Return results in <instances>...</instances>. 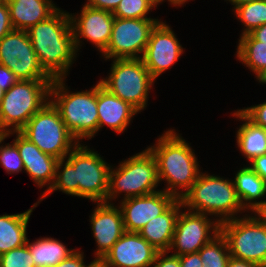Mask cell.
Listing matches in <instances>:
<instances>
[{"instance_id": "d6a6232c", "label": "cell", "mask_w": 266, "mask_h": 267, "mask_svg": "<svg viewBox=\"0 0 266 267\" xmlns=\"http://www.w3.org/2000/svg\"><path fill=\"white\" fill-rule=\"evenodd\" d=\"M239 111L255 126L266 129V102Z\"/></svg>"}, {"instance_id": "9a60e30c", "label": "cell", "mask_w": 266, "mask_h": 267, "mask_svg": "<svg viewBox=\"0 0 266 267\" xmlns=\"http://www.w3.org/2000/svg\"><path fill=\"white\" fill-rule=\"evenodd\" d=\"M158 252L138 232L125 231L100 262L105 267H150Z\"/></svg>"}, {"instance_id": "d4e9b609", "label": "cell", "mask_w": 266, "mask_h": 267, "mask_svg": "<svg viewBox=\"0 0 266 267\" xmlns=\"http://www.w3.org/2000/svg\"><path fill=\"white\" fill-rule=\"evenodd\" d=\"M241 121H245L237 130V145L242 155L251 161L254 157L266 154V129L255 126L239 110L235 111Z\"/></svg>"}, {"instance_id": "7402d4cb", "label": "cell", "mask_w": 266, "mask_h": 267, "mask_svg": "<svg viewBox=\"0 0 266 267\" xmlns=\"http://www.w3.org/2000/svg\"><path fill=\"white\" fill-rule=\"evenodd\" d=\"M7 4L14 30L23 31L48 19L59 9L52 0H8Z\"/></svg>"}, {"instance_id": "603a6c76", "label": "cell", "mask_w": 266, "mask_h": 267, "mask_svg": "<svg viewBox=\"0 0 266 267\" xmlns=\"http://www.w3.org/2000/svg\"><path fill=\"white\" fill-rule=\"evenodd\" d=\"M38 203L24 213L0 216V255L26 244L27 224Z\"/></svg>"}, {"instance_id": "4dcf8cb0", "label": "cell", "mask_w": 266, "mask_h": 267, "mask_svg": "<svg viewBox=\"0 0 266 267\" xmlns=\"http://www.w3.org/2000/svg\"><path fill=\"white\" fill-rule=\"evenodd\" d=\"M5 138H7L6 134H0V164L8 174L19 173L22 169L24 170L19 150L14 142L13 144L7 143L2 146L1 143Z\"/></svg>"}, {"instance_id": "30bf717a", "label": "cell", "mask_w": 266, "mask_h": 267, "mask_svg": "<svg viewBox=\"0 0 266 267\" xmlns=\"http://www.w3.org/2000/svg\"><path fill=\"white\" fill-rule=\"evenodd\" d=\"M244 216L220 223L231 257L266 265V225L257 217Z\"/></svg>"}, {"instance_id": "ffe728a7", "label": "cell", "mask_w": 266, "mask_h": 267, "mask_svg": "<svg viewBox=\"0 0 266 267\" xmlns=\"http://www.w3.org/2000/svg\"><path fill=\"white\" fill-rule=\"evenodd\" d=\"M98 131L104 125L113 131L122 133L135 114L139 113L129 103L111 94L100 81L97 83Z\"/></svg>"}, {"instance_id": "4fadbf2b", "label": "cell", "mask_w": 266, "mask_h": 267, "mask_svg": "<svg viewBox=\"0 0 266 267\" xmlns=\"http://www.w3.org/2000/svg\"><path fill=\"white\" fill-rule=\"evenodd\" d=\"M217 219L214 221L213 218L212 221L206 214L180 211L169 251L175 249L176 252L172 254L178 256L198 252L220 233V222Z\"/></svg>"}, {"instance_id": "836d02e7", "label": "cell", "mask_w": 266, "mask_h": 267, "mask_svg": "<svg viewBox=\"0 0 266 267\" xmlns=\"http://www.w3.org/2000/svg\"><path fill=\"white\" fill-rule=\"evenodd\" d=\"M169 251H159L150 267H181L178 255H167ZM167 255V256H165Z\"/></svg>"}, {"instance_id": "277c9868", "label": "cell", "mask_w": 266, "mask_h": 267, "mask_svg": "<svg viewBox=\"0 0 266 267\" xmlns=\"http://www.w3.org/2000/svg\"><path fill=\"white\" fill-rule=\"evenodd\" d=\"M180 199L183 208L196 213L220 216L217 219L220 223L237 218V213L245 210L232 180L202 172Z\"/></svg>"}, {"instance_id": "c3c4849f", "label": "cell", "mask_w": 266, "mask_h": 267, "mask_svg": "<svg viewBox=\"0 0 266 267\" xmlns=\"http://www.w3.org/2000/svg\"><path fill=\"white\" fill-rule=\"evenodd\" d=\"M4 94H5V90L2 89L0 86V104H1V101L3 100Z\"/></svg>"}, {"instance_id": "3957f363", "label": "cell", "mask_w": 266, "mask_h": 267, "mask_svg": "<svg viewBox=\"0 0 266 267\" xmlns=\"http://www.w3.org/2000/svg\"><path fill=\"white\" fill-rule=\"evenodd\" d=\"M156 144L147 147L157 162L159 182L167 181L166 193L180 199L197 180L200 170L193 149L178 133L168 130L157 140Z\"/></svg>"}, {"instance_id": "ee69618b", "label": "cell", "mask_w": 266, "mask_h": 267, "mask_svg": "<svg viewBox=\"0 0 266 267\" xmlns=\"http://www.w3.org/2000/svg\"><path fill=\"white\" fill-rule=\"evenodd\" d=\"M164 0H157L158 4H160L161 2H163ZM188 0H168V2H170L172 5H178L181 6L182 4H184L185 2H187Z\"/></svg>"}, {"instance_id": "8d00e7d4", "label": "cell", "mask_w": 266, "mask_h": 267, "mask_svg": "<svg viewBox=\"0 0 266 267\" xmlns=\"http://www.w3.org/2000/svg\"><path fill=\"white\" fill-rule=\"evenodd\" d=\"M19 79L15 74L6 66L0 64V86L7 91L12 85H14Z\"/></svg>"}, {"instance_id": "74e56055", "label": "cell", "mask_w": 266, "mask_h": 267, "mask_svg": "<svg viewBox=\"0 0 266 267\" xmlns=\"http://www.w3.org/2000/svg\"><path fill=\"white\" fill-rule=\"evenodd\" d=\"M120 2L121 0H88L85 5L94 9L106 10L113 13Z\"/></svg>"}, {"instance_id": "2e32d148", "label": "cell", "mask_w": 266, "mask_h": 267, "mask_svg": "<svg viewBox=\"0 0 266 267\" xmlns=\"http://www.w3.org/2000/svg\"><path fill=\"white\" fill-rule=\"evenodd\" d=\"M177 198L164 190L145 195L122 199L120 210L124 229L127 232H138L150 220L164 213Z\"/></svg>"}, {"instance_id": "8fae6325", "label": "cell", "mask_w": 266, "mask_h": 267, "mask_svg": "<svg viewBox=\"0 0 266 267\" xmlns=\"http://www.w3.org/2000/svg\"><path fill=\"white\" fill-rule=\"evenodd\" d=\"M158 22H160L159 19H124L115 17L110 41L103 52L105 60L109 58H142L151 30Z\"/></svg>"}, {"instance_id": "5bb4252c", "label": "cell", "mask_w": 266, "mask_h": 267, "mask_svg": "<svg viewBox=\"0 0 266 267\" xmlns=\"http://www.w3.org/2000/svg\"><path fill=\"white\" fill-rule=\"evenodd\" d=\"M165 23L160 21L151 30L141 58L154 80L176 63L183 53V47L175 33Z\"/></svg>"}, {"instance_id": "4316f807", "label": "cell", "mask_w": 266, "mask_h": 267, "mask_svg": "<svg viewBox=\"0 0 266 267\" xmlns=\"http://www.w3.org/2000/svg\"><path fill=\"white\" fill-rule=\"evenodd\" d=\"M236 57L256 74L257 80L266 72V44L250 33L240 36Z\"/></svg>"}, {"instance_id": "681fc988", "label": "cell", "mask_w": 266, "mask_h": 267, "mask_svg": "<svg viewBox=\"0 0 266 267\" xmlns=\"http://www.w3.org/2000/svg\"><path fill=\"white\" fill-rule=\"evenodd\" d=\"M8 0H0V5L6 3Z\"/></svg>"}, {"instance_id": "484cf974", "label": "cell", "mask_w": 266, "mask_h": 267, "mask_svg": "<svg viewBox=\"0 0 266 267\" xmlns=\"http://www.w3.org/2000/svg\"><path fill=\"white\" fill-rule=\"evenodd\" d=\"M26 245L32 255L35 267H54L68 258L76 250L68 249L56 238H39L33 243L27 239Z\"/></svg>"}, {"instance_id": "9c48e42d", "label": "cell", "mask_w": 266, "mask_h": 267, "mask_svg": "<svg viewBox=\"0 0 266 267\" xmlns=\"http://www.w3.org/2000/svg\"><path fill=\"white\" fill-rule=\"evenodd\" d=\"M113 60L110 74L100 80L101 85L140 112L147 106L155 80L141 58Z\"/></svg>"}, {"instance_id": "d6986e66", "label": "cell", "mask_w": 266, "mask_h": 267, "mask_svg": "<svg viewBox=\"0 0 266 267\" xmlns=\"http://www.w3.org/2000/svg\"><path fill=\"white\" fill-rule=\"evenodd\" d=\"M16 134L13 141L20 153L23 161L24 171L34 180L36 185L43 187L48 184L44 194L52 186L55 179L56 166L59 159L43 153L34 143L28 140L20 132L6 133L7 137Z\"/></svg>"}, {"instance_id": "7dc6e473", "label": "cell", "mask_w": 266, "mask_h": 267, "mask_svg": "<svg viewBox=\"0 0 266 267\" xmlns=\"http://www.w3.org/2000/svg\"><path fill=\"white\" fill-rule=\"evenodd\" d=\"M258 80L260 83L266 84V72Z\"/></svg>"}, {"instance_id": "8992f818", "label": "cell", "mask_w": 266, "mask_h": 267, "mask_svg": "<svg viewBox=\"0 0 266 267\" xmlns=\"http://www.w3.org/2000/svg\"><path fill=\"white\" fill-rule=\"evenodd\" d=\"M52 81L18 80L5 91L0 104V134L19 132L27 124L48 102Z\"/></svg>"}, {"instance_id": "e0dca14e", "label": "cell", "mask_w": 266, "mask_h": 267, "mask_svg": "<svg viewBox=\"0 0 266 267\" xmlns=\"http://www.w3.org/2000/svg\"><path fill=\"white\" fill-rule=\"evenodd\" d=\"M79 16L70 14L71 25L74 35L75 48L78 52L80 39L85 38L104 52L110 41L113 22V13L106 10L94 9L83 5Z\"/></svg>"}, {"instance_id": "f1b7e54d", "label": "cell", "mask_w": 266, "mask_h": 267, "mask_svg": "<svg viewBox=\"0 0 266 267\" xmlns=\"http://www.w3.org/2000/svg\"><path fill=\"white\" fill-rule=\"evenodd\" d=\"M234 10L237 18L246 27L241 36L251 33L255 28L266 24V2L264 0L240 4Z\"/></svg>"}, {"instance_id": "6da1fadb", "label": "cell", "mask_w": 266, "mask_h": 267, "mask_svg": "<svg viewBox=\"0 0 266 267\" xmlns=\"http://www.w3.org/2000/svg\"><path fill=\"white\" fill-rule=\"evenodd\" d=\"M111 167L96 151L79 142L68 157L58 160L54 182L41 196L40 201L53 191L59 190L95 203H106Z\"/></svg>"}, {"instance_id": "7a4b0ae2", "label": "cell", "mask_w": 266, "mask_h": 267, "mask_svg": "<svg viewBox=\"0 0 266 267\" xmlns=\"http://www.w3.org/2000/svg\"><path fill=\"white\" fill-rule=\"evenodd\" d=\"M27 33L43 70L52 79H65L77 55L70 14L59 8Z\"/></svg>"}, {"instance_id": "60d3db41", "label": "cell", "mask_w": 266, "mask_h": 267, "mask_svg": "<svg viewBox=\"0 0 266 267\" xmlns=\"http://www.w3.org/2000/svg\"><path fill=\"white\" fill-rule=\"evenodd\" d=\"M226 267H262L258 264L230 257Z\"/></svg>"}, {"instance_id": "e575fe53", "label": "cell", "mask_w": 266, "mask_h": 267, "mask_svg": "<svg viewBox=\"0 0 266 267\" xmlns=\"http://www.w3.org/2000/svg\"><path fill=\"white\" fill-rule=\"evenodd\" d=\"M10 20V12L7 2L0 5V40L8 33L13 31Z\"/></svg>"}, {"instance_id": "52a82bcc", "label": "cell", "mask_w": 266, "mask_h": 267, "mask_svg": "<svg viewBox=\"0 0 266 267\" xmlns=\"http://www.w3.org/2000/svg\"><path fill=\"white\" fill-rule=\"evenodd\" d=\"M158 183L157 162L147 148L121 162L118 168H110L106 203L121 192L125 193L123 199L155 193Z\"/></svg>"}, {"instance_id": "ab89813d", "label": "cell", "mask_w": 266, "mask_h": 267, "mask_svg": "<svg viewBox=\"0 0 266 267\" xmlns=\"http://www.w3.org/2000/svg\"><path fill=\"white\" fill-rule=\"evenodd\" d=\"M181 267H203L199 252L179 256Z\"/></svg>"}, {"instance_id": "83f0119b", "label": "cell", "mask_w": 266, "mask_h": 267, "mask_svg": "<svg viewBox=\"0 0 266 267\" xmlns=\"http://www.w3.org/2000/svg\"><path fill=\"white\" fill-rule=\"evenodd\" d=\"M203 267H226L231 255L226 238L220 233L199 251Z\"/></svg>"}, {"instance_id": "f6af8a7d", "label": "cell", "mask_w": 266, "mask_h": 267, "mask_svg": "<svg viewBox=\"0 0 266 267\" xmlns=\"http://www.w3.org/2000/svg\"><path fill=\"white\" fill-rule=\"evenodd\" d=\"M229 1L232 5H234V8L240 4H245L249 2H253L255 0H227Z\"/></svg>"}, {"instance_id": "7c38bea8", "label": "cell", "mask_w": 266, "mask_h": 267, "mask_svg": "<svg viewBox=\"0 0 266 267\" xmlns=\"http://www.w3.org/2000/svg\"><path fill=\"white\" fill-rule=\"evenodd\" d=\"M0 64L19 80H53L41 67L27 31L13 30L0 40Z\"/></svg>"}, {"instance_id": "1f68e13d", "label": "cell", "mask_w": 266, "mask_h": 267, "mask_svg": "<svg viewBox=\"0 0 266 267\" xmlns=\"http://www.w3.org/2000/svg\"><path fill=\"white\" fill-rule=\"evenodd\" d=\"M0 267H35V263L25 244L0 255Z\"/></svg>"}, {"instance_id": "b9f144b4", "label": "cell", "mask_w": 266, "mask_h": 267, "mask_svg": "<svg viewBox=\"0 0 266 267\" xmlns=\"http://www.w3.org/2000/svg\"><path fill=\"white\" fill-rule=\"evenodd\" d=\"M256 40L266 44V24L261 25L258 28H255L250 33Z\"/></svg>"}, {"instance_id": "cb8c5ba5", "label": "cell", "mask_w": 266, "mask_h": 267, "mask_svg": "<svg viewBox=\"0 0 266 267\" xmlns=\"http://www.w3.org/2000/svg\"><path fill=\"white\" fill-rule=\"evenodd\" d=\"M233 183L238 199L244 209L253 212L261 203V201L256 199L265 198L266 182L249 166L238 170Z\"/></svg>"}, {"instance_id": "ba28073f", "label": "cell", "mask_w": 266, "mask_h": 267, "mask_svg": "<svg viewBox=\"0 0 266 267\" xmlns=\"http://www.w3.org/2000/svg\"><path fill=\"white\" fill-rule=\"evenodd\" d=\"M19 132L43 153L59 160L65 158L79 143L50 101L36 112Z\"/></svg>"}, {"instance_id": "ac0fdd59", "label": "cell", "mask_w": 266, "mask_h": 267, "mask_svg": "<svg viewBox=\"0 0 266 267\" xmlns=\"http://www.w3.org/2000/svg\"><path fill=\"white\" fill-rule=\"evenodd\" d=\"M90 217L98 249L94 260L100 261L125 232L120 208L113 203L98 202Z\"/></svg>"}, {"instance_id": "7bdbcfd3", "label": "cell", "mask_w": 266, "mask_h": 267, "mask_svg": "<svg viewBox=\"0 0 266 267\" xmlns=\"http://www.w3.org/2000/svg\"><path fill=\"white\" fill-rule=\"evenodd\" d=\"M254 214L258 215L257 218L266 225V201H262L261 203L254 209Z\"/></svg>"}, {"instance_id": "f546056e", "label": "cell", "mask_w": 266, "mask_h": 267, "mask_svg": "<svg viewBox=\"0 0 266 267\" xmlns=\"http://www.w3.org/2000/svg\"><path fill=\"white\" fill-rule=\"evenodd\" d=\"M157 5V0H121L113 16L124 19H152L146 15Z\"/></svg>"}, {"instance_id": "44dd1931", "label": "cell", "mask_w": 266, "mask_h": 267, "mask_svg": "<svg viewBox=\"0 0 266 267\" xmlns=\"http://www.w3.org/2000/svg\"><path fill=\"white\" fill-rule=\"evenodd\" d=\"M181 208H183L182 201L177 199L164 213L150 220L138 233L158 251H169Z\"/></svg>"}, {"instance_id": "5b68a950", "label": "cell", "mask_w": 266, "mask_h": 267, "mask_svg": "<svg viewBox=\"0 0 266 267\" xmlns=\"http://www.w3.org/2000/svg\"><path fill=\"white\" fill-rule=\"evenodd\" d=\"M63 82L64 78L53 79L49 101L78 142L93 138L98 132L97 84L91 90L71 93Z\"/></svg>"}, {"instance_id": "f35d334b", "label": "cell", "mask_w": 266, "mask_h": 267, "mask_svg": "<svg viewBox=\"0 0 266 267\" xmlns=\"http://www.w3.org/2000/svg\"><path fill=\"white\" fill-rule=\"evenodd\" d=\"M250 164L249 167L266 182V154L254 157Z\"/></svg>"}, {"instance_id": "d590c367", "label": "cell", "mask_w": 266, "mask_h": 267, "mask_svg": "<svg viewBox=\"0 0 266 267\" xmlns=\"http://www.w3.org/2000/svg\"><path fill=\"white\" fill-rule=\"evenodd\" d=\"M83 252L76 250L68 258L64 259L54 267H89L95 260L88 266L84 263Z\"/></svg>"}, {"instance_id": "bcb514c9", "label": "cell", "mask_w": 266, "mask_h": 267, "mask_svg": "<svg viewBox=\"0 0 266 267\" xmlns=\"http://www.w3.org/2000/svg\"><path fill=\"white\" fill-rule=\"evenodd\" d=\"M89 267H105L100 261L95 260Z\"/></svg>"}]
</instances>
